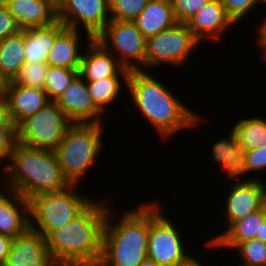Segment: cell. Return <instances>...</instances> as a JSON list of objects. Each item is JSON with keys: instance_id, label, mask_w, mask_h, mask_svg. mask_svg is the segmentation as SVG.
Listing matches in <instances>:
<instances>
[{"instance_id": "6da1fadb", "label": "cell", "mask_w": 266, "mask_h": 266, "mask_svg": "<svg viewBox=\"0 0 266 266\" xmlns=\"http://www.w3.org/2000/svg\"><path fill=\"white\" fill-rule=\"evenodd\" d=\"M109 206L107 200H94L68 224L46 237L49 255L57 266L99 265Z\"/></svg>"}, {"instance_id": "7a4b0ae2", "label": "cell", "mask_w": 266, "mask_h": 266, "mask_svg": "<svg viewBox=\"0 0 266 266\" xmlns=\"http://www.w3.org/2000/svg\"><path fill=\"white\" fill-rule=\"evenodd\" d=\"M125 89L129 90L135 108L163 139L172 138L184 129H194L202 121L197 112L190 110L191 107L173 96L167 86L147 71H130Z\"/></svg>"}, {"instance_id": "3957f363", "label": "cell", "mask_w": 266, "mask_h": 266, "mask_svg": "<svg viewBox=\"0 0 266 266\" xmlns=\"http://www.w3.org/2000/svg\"><path fill=\"white\" fill-rule=\"evenodd\" d=\"M7 163L1 171L7 178H3L5 187L26 199L42 193L60 192L71 185L53 150L28 147L18 142Z\"/></svg>"}, {"instance_id": "277c9868", "label": "cell", "mask_w": 266, "mask_h": 266, "mask_svg": "<svg viewBox=\"0 0 266 266\" xmlns=\"http://www.w3.org/2000/svg\"><path fill=\"white\" fill-rule=\"evenodd\" d=\"M112 212L109 207L98 266H139L148 257L149 202L124 210L118 221Z\"/></svg>"}, {"instance_id": "5b68a950", "label": "cell", "mask_w": 266, "mask_h": 266, "mask_svg": "<svg viewBox=\"0 0 266 266\" xmlns=\"http://www.w3.org/2000/svg\"><path fill=\"white\" fill-rule=\"evenodd\" d=\"M102 123H72L54 150L64 177L71 185H78L87 171L97 162L102 143ZM103 130V131H102ZM104 144V145H103Z\"/></svg>"}, {"instance_id": "8992f818", "label": "cell", "mask_w": 266, "mask_h": 266, "mask_svg": "<svg viewBox=\"0 0 266 266\" xmlns=\"http://www.w3.org/2000/svg\"><path fill=\"white\" fill-rule=\"evenodd\" d=\"M78 186L70 185L60 192L42 193L29 198L30 228L46 238L79 215L93 200L77 193Z\"/></svg>"}, {"instance_id": "52a82bcc", "label": "cell", "mask_w": 266, "mask_h": 266, "mask_svg": "<svg viewBox=\"0 0 266 266\" xmlns=\"http://www.w3.org/2000/svg\"><path fill=\"white\" fill-rule=\"evenodd\" d=\"M160 202L149 203L148 257L160 266H189L197 258L184 247L181 231L164 215Z\"/></svg>"}, {"instance_id": "ba28073f", "label": "cell", "mask_w": 266, "mask_h": 266, "mask_svg": "<svg viewBox=\"0 0 266 266\" xmlns=\"http://www.w3.org/2000/svg\"><path fill=\"white\" fill-rule=\"evenodd\" d=\"M94 39L129 71H146L147 38L133 21L110 20Z\"/></svg>"}, {"instance_id": "9c48e42d", "label": "cell", "mask_w": 266, "mask_h": 266, "mask_svg": "<svg viewBox=\"0 0 266 266\" xmlns=\"http://www.w3.org/2000/svg\"><path fill=\"white\" fill-rule=\"evenodd\" d=\"M71 124L59 106L50 101L17 126L18 142L28 147L54 151Z\"/></svg>"}, {"instance_id": "30bf717a", "label": "cell", "mask_w": 266, "mask_h": 266, "mask_svg": "<svg viewBox=\"0 0 266 266\" xmlns=\"http://www.w3.org/2000/svg\"><path fill=\"white\" fill-rule=\"evenodd\" d=\"M200 45L201 42L186 23H177L172 28L147 38L146 67H157L160 64L182 67Z\"/></svg>"}, {"instance_id": "8fae6325", "label": "cell", "mask_w": 266, "mask_h": 266, "mask_svg": "<svg viewBox=\"0 0 266 266\" xmlns=\"http://www.w3.org/2000/svg\"><path fill=\"white\" fill-rule=\"evenodd\" d=\"M57 18L67 27L85 30L91 41L111 20L109 0H64Z\"/></svg>"}, {"instance_id": "7c38bea8", "label": "cell", "mask_w": 266, "mask_h": 266, "mask_svg": "<svg viewBox=\"0 0 266 266\" xmlns=\"http://www.w3.org/2000/svg\"><path fill=\"white\" fill-rule=\"evenodd\" d=\"M225 198L226 230L207 240L209 248L236 222L263 208L265 182L259 178L249 182H234ZM212 239V240H211Z\"/></svg>"}, {"instance_id": "4fadbf2b", "label": "cell", "mask_w": 266, "mask_h": 266, "mask_svg": "<svg viewBox=\"0 0 266 266\" xmlns=\"http://www.w3.org/2000/svg\"><path fill=\"white\" fill-rule=\"evenodd\" d=\"M55 103L72 123H102L103 114L93 104L87 82L79 74Z\"/></svg>"}, {"instance_id": "5bb4252c", "label": "cell", "mask_w": 266, "mask_h": 266, "mask_svg": "<svg viewBox=\"0 0 266 266\" xmlns=\"http://www.w3.org/2000/svg\"><path fill=\"white\" fill-rule=\"evenodd\" d=\"M4 266H57L48 252L46 238L30 227L13 238Z\"/></svg>"}, {"instance_id": "9a60e30c", "label": "cell", "mask_w": 266, "mask_h": 266, "mask_svg": "<svg viewBox=\"0 0 266 266\" xmlns=\"http://www.w3.org/2000/svg\"><path fill=\"white\" fill-rule=\"evenodd\" d=\"M87 44V53H83L79 68V75L86 82L111 76H128L130 71L94 38Z\"/></svg>"}, {"instance_id": "2e32d148", "label": "cell", "mask_w": 266, "mask_h": 266, "mask_svg": "<svg viewBox=\"0 0 266 266\" xmlns=\"http://www.w3.org/2000/svg\"><path fill=\"white\" fill-rule=\"evenodd\" d=\"M186 24L194 36L203 43L208 39L218 40L235 23L227 15L221 0H210Z\"/></svg>"}, {"instance_id": "e0dca14e", "label": "cell", "mask_w": 266, "mask_h": 266, "mask_svg": "<svg viewBox=\"0 0 266 266\" xmlns=\"http://www.w3.org/2000/svg\"><path fill=\"white\" fill-rule=\"evenodd\" d=\"M3 94L8 100L10 116L16 126L50 103L45 90L18 86L12 81L4 83Z\"/></svg>"}, {"instance_id": "ac0fdd59", "label": "cell", "mask_w": 266, "mask_h": 266, "mask_svg": "<svg viewBox=\"0 0 266 266\" xmlns=\"http://www.w3.org/2000/svg\"><path fill=\"white\" fill-rule=\"evenodd\" d=\"M29 227V200L5 189L0 195V234L15 238Z\"/></svg>"}, {"instance_id": "d6986e66", "label": "cell", "mask_w": 266, "mask_h": 266, "mask_svg": "<svg viewBox=\"0 0 266 266\" xmlns=\"http://www.w3.org/2000/svg\"><path fill=\"white\" fill-rule=\"evenodd\" d=\"M212 156L215 163L225 169V174L230 179L233 178L234 182H249L259 177L242 178L248 174L245 164V150L239 145L238 139L233 130H230V134L227 138H220L212 146ZM242 178V180L237 179Z\"/></svg>"}, {"instance_id": "ffe728a7", "label": "cell", "mask_w": 266, "mask_h": 266, "mask_svg": "<svg viewBox=\"0 0 266 266\" xmlns=\"http://www.w3.org/2000/svg\"><path fill=\"white\" fill-rule=\"evenodd\" d=\"M21 30L55 22L57 10L45 0H10L5 3Z\"/></svg>"}, {"instance_id": "44dd1931", "label": "cell", "mask_w": 266, "mask_h": 266, "mask_svg": "<svg viewBox=\"0 0 266 266\" xmlns=\"http://www.w3.org/2000/svg\"><path fill=\"white\" fill-rule=\"evenodd\" d=\"M65 27L57 19L49 25L24 29L25 63H47L54 40Z\"/></svg>"}, {"instance_id": "7402d4cb", "label": "cell", "mask_w": 266, "mask_h": 266, "mask_svg": "<svg viewBox=\"0 0 266 266\" xmlns=\"http://www.w3.org/2000/svg\"><path fill=\"white\" fill-rule=\"evenodd\" d=\"M80 31L65 27L54 40L47 64L51 67L79 69L83 53L80 49Z\"/></svg>"}, {"instance_id": "603a6c76", "label": "cell", "mask_w": 266, "mask_h": 266, "mask_svg": "<svg viewBox=\"0 0 266 266\" xmlns=\"http://www.w3.org/2000/svg\"><path fill=\"white\" fill-rule=\"evenodd\" d=\"M133 22L146 38L170 29L178 23L174 9L166 0H149L145 9Z\"/></svg>"}, {"instance_id": "cb8c5ba5", "label": "cell", "mask_w": 266, "mask_h": 266, "mask_svg": "<svg viewBox=\"0 0 266 266\" xmlns=\"http://www.w3.org/2000/svg\"><path fill=\"white\" fill-rule=\"evenodd\" d=\"M266 218V211L262 209L249 214L244 219L236 221L211 247L217 249H236L241 243L256 238L260 224ZM225 247V248H224Z\"/></svg>"}, {"instance_id": "d4e9b609", "label": "cell", "mask_w": 266, "mask_h": 266, "mask_svg": "<svg viewBox=\"0 0 266 266\" xmlns=\"http://www.w3.org/2000/svg\"><path fill=\"white\" fill-rule=\"evenodd\" d=\"M24 63V30H20L0 42V79L3 83L13 81Z\"/></svg>"}, {"instance_id": "484cf974", "label": "cell", "mask_w": 266, "mask_h": 266, "mask_svg": "<svg viewBox=\"0 0 266 266\" xmlns=\"http://www.w3.org/2000/svg\"><path fill=\"white\" fill-rule=\"evenodd\" d=\"M127 79L128 76H111L94 82H87L92 102L102 114L111 103L118 99L122 85L127 86Z\"/></svg>"}, {"instance_id": "4316f807", "label": "cell", "mask_w": 266, "mask_h": 266, "mask_svg": "<svg viewBox=\"0 0 266 266\" xmlns=\"http://www.w3.org/2000/svg\"><path fill=\"white\" fill-rule=\"evenodd\" d=\"M231 129L245 151L257 149L266 143V118L260 115L241 119Z\"/></svg>"}, {"instance_id": "83f0119b", "label": "cell", "mask_w": 266, "mask_h": 266, "mask_svg": "<svg viewBox=\"0 0 266 266\" xmlns=\"http://www.w3.org/2000/svg\"><path fill=\"white\" fill-rule=\"evenodd\" d=\"M79 74V69L48 66L44 90L50 101L55 102Z\"/></svg>"}, {"instance_id": "f1b7e54d", "label": "cell", "mask_w": 266, "mask_h": 266, "mask_svg": "<svg viewBox=\"0 0 266 266\" xmlns=\"http://www.w3.org/2000/svg\"><path fill=\"white\" fill-rule=\"evenodd\" d=\"M48 66L47 63H24L12 82L18 86L44 90Z\"/></svg>"}, {"instance_id": "f546056e", "label": "cell", "mask_w": 266, "mask_h": 266, "mask_svg": "<svg viewBox=\"0 0 266 266\" xmlns=\"http://www.w3.org/2000/svg\"><path fill=\"white\" fill-rule=\"evenodd\" d=\"M235 250L242 261L239 266H266V244L259 239L245 241Z\"/></svg>"}, {"instance_id": "4dcf8cb0", "label": "cell", "mask_w": 266, "mask_h": 266, "mask_svg": "<svg viewBox=\"0 0 266 266\" xmlns=\"http://www.w3.org/2000/svg\"><path fill=\"white\" fill-rule=\"evenodd\" d=\"M149 0H109L110 17L115 21H134Z\"/></svg>"}, {"instance_id": "1f68e13d", "label": "cell", "mask_w": 266, "mask_h": 266, "mask_svg": "<svg viewBox=\"0 0 266 266\" xmlns=\"http://www.w3.org/2000/svg\"><path fill=\"white\" fill-rule=\"evenodd\" d=\"M227 15L233 20L234 23H238L241 19L246 18L255 6L262 3V0H221Z\"/></svg>"}, {"instance_id": "d6a6232c", "label": "cell", "mask_w": 266, "mask_h": 266, "mask_svg": "<svg viewBox=\"0 0 266 266\" xmlns=\"http://www.w3.org/2000/svg\"><path fill=\"white\" fill-rule=\"evenodd\" d=\"M17 143H18L17 126L16 125L0 126V161H1L0 164L7 159L9 161L11 153Z\"/></svg>"}, {"instance_id": "836d02e7", "label": "cell", "mask_w": 266, "mask_h": 266, "mask_svg": "<svg viewBox=\"0 0 266 266\" xmlns=\"http://www.w3.org/2000/svg\"><path fill=\"white\" fill-rule=\"evenodd\" d=\"M210 0H182L174 8V16L178 23H187V21L197 13Z\"/></svg>"}, {"instance_id": "e575fe53", "label": "cell", "mask_w": 266, "mask_h": 266, "mask_svg": "<svg viewBox=\"0 0 266 266\" xmlns=\"http://www.w3.org/2000/svg\"><path fill=\"white\" fill-rule=\"evenodd\" d=\"M245 164L248 175L266 169V143L257 149L245 151Z\"/></svg>"}, {"instance_id": "d590c367", "label": "cell", "mask_w": 266, "mask_h": 266, "mask_svg": "<svg viewBox=\"0 0 266 266\" xmlns=\"http://www.w3.org/2000/svg\"><path fill=\"white\" fill-rule=\"evenodd\" d=\"M21 29L5 4L0 3V42Z\"/></svg>"}, {"instance_id": "8d00e7d4", "label": "cell", "mask_w": 266, "mask_h": 266, "mask_svg": "<svg viewBox=\"0 0 266 266\" xmlns=\"http://www.w3.org/2000/svg\"><path fill=\"white\" fill-rule=\"evenodd\" d=\"M15 125L11 119L8 100L3 93L0 94V126Z\"/></svg>"}, {"instance_id": "74e56055", "label": "cell", "mask_w": 266, "mask_h": 266, "mask_svg": "<svg viewBox=\"0 0 266 266\" xmlns=\"http://www.w3.org/2000/svg\"><path fill=\"white\" fill-rule=\"evenodd\" d=\"M12 241V237L0 234V266H4L8 259Z\"/></svg>"}, {"instance_id": "f35d334b", "label": "cell", "mask_w": 266, "mask_h": 266, "mask_svg": "<svg viewBox=\"0 0 266 266\" xmlns=\"http://www.w3.org/2000/svg\"><path fill=\"white\" fill-rule=\"evenodd\" d=\"M264 21L259 25L260 27L257 28V45H260L259 47H261L262 49V58L264 59L263 61H265L266 63V20L263 19Z\"/></svg>"}, {"instance_id": "ab89813d", "label": "cell", "mask_w": 266, "mask_h": 266, "mask_svg": "<svg viewBox=\"0 0 266 266\" xmlns=\"http://www.w3.org/2000/svg\"><path fill=\"white\" fill-rule=\"evenodd\" d=\"M256 238L266 244V218L260 224L259 234H256Z\"/></svg>"}, {"instance_id": "60d3db41", "label": "cell", "mask_w": 266, "mask_h": 266, "mask_svg": "<svg viewBox=\"0 0 266 266\" xmlns=\"http://www.w3.org/2000/svg\"><path fill=\"white\" fill-rule=\"evenodd\" d=\"M139 266H160L153 259L146 257Z\"/></svg>"}, {"instance_id": "b9f144b4", "label": "cell", "mask_w": 266, "mask_h": 266, "mask_svg": "<svg viewBox=\"0 0 266 266\" xmlns=\"http://www.w3.org/2000/svg\"><path fill=\"white\" fill-rule=\"evenodd\" d=\"M48 2L52 7H54L56 10L60 8L64 0H45Z\"/></svg>"}, {"instance_id": "7bdbcfd3", "label": "cell", "mask_w": 266, "mask_h": 266, "mask_svg": "<svg viewBox=\"0 0 266 266\" xmlns=\"http://www.w3.org/2000/svg\"><path fill=\"white\" fill-rule=\"evenodd\" d=\"M171 7L174 9L180 2H182V0H166Z\"/></svg>"}, {"instance_id": "ee69618b", "label": "cell", "mask_w": 266, "mask_h": 266, "mask_svg": "<svg viewBox=\"0 0 266 266\" xmlns=\"http://www.w3.org/2000/svg\"><path fill=\"white\" fill-rule=\"evenodd\" d=\"M189 266H204L202 262H200L198 259H196L191 265Z\"/></svg>"}, {"instance_id": "f6af8a7d", "label": "cell", "mask_w": 266, "mask_h": 266, "mask_svg": "<svg viewBox=\"0 0 266 266\" xmlns=\"http://www.w3.org/2000/svg\"><path fill=\"white\" fill-rule=\"evenodd\" d=\"M263 207L265 208V211H266V183H265V191H264V203H263Z\"/></svg>"}, {"instance_id": "bcb514c9", "label": "cell", "mask_w": 266, "mask_h": 266, "mask_svg": "<svg viewBox=\"0 0 266 266\" xmlns=\"http://www.w3.org/2000/svg\"><path fill=\"white\" fill-rule=\"evenodd\" d=\"M3 88H4V83H3V81L0 79V94L3 93Z\"/></svg>"}, {"instance_id": "7dc6e473", "label": "cell", "mask_w": 266, "mask_h": 266, "mask_svg": "<svg viewBox=\"0 0 266 266\" xmlns=\"http://www.w3.org/2000/svg\"><path fill=\"white\" fill-rule=\"evenodd\" d=\"M4 189H7L6 187H2V189H1V186H0V195L3 193V191H4Z\"/></svg>"}, {"instance_id": "c3c4849f", "label": "cell", "mask_w": 266, "mask_h": 266, "mask_svg": "<svg viewBox=\"0 0 266 266\" xmlns=\"http://www.w3.org/2000/svg\"><path fill=\"white\" fill-rule=\"evenodd\" d=\"M8 1H10V0H0V3L5 4V3L8 2Z\"/></svg>"}, {"instance_id": "681fc988", "label": "cell", "mask_w": 266, "mask_h": 266, "mask_svg": "<svg viewBox=\"0 0 266 266\" xmlns=\"http://www.w3.org/2000/svg\"><path fill=\"white\" fill-rule=\"evenodd\" d=\"M262 2H263V4H265V5H266V0H262ZM265 20H266V17H265Z\"/></svg>"}]
</instances>
